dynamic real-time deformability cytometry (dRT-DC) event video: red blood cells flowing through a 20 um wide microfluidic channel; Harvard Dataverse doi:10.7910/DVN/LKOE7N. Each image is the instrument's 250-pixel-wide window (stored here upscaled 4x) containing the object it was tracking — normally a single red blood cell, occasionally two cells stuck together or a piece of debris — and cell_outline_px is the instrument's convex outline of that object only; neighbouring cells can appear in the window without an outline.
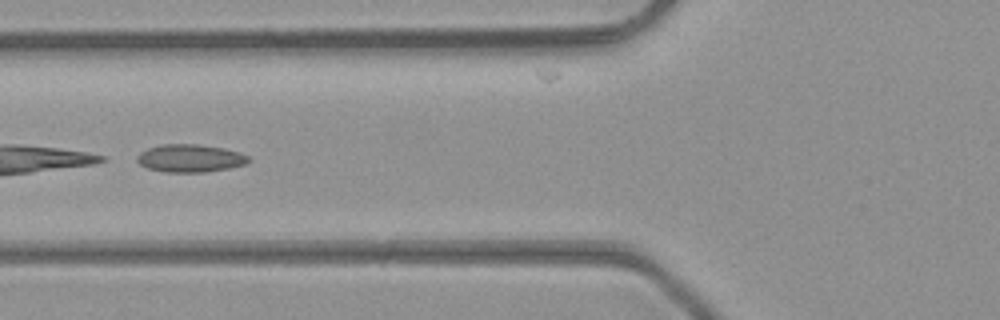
{"species": "common noctule bat (a hibernating species)", "species_latin": "Nyctalus noctula", "temperature_condition": "room temperature", "stored_images_in_passage": 6, "camera_frame_rate_fps": 3000, "um_per_image_px": 0.085, "animal": {"sex": "male", "body_mass_g": 23.1, "forearm_length_mm": 52.7}, "frame": {"image": 1, "passage_image": 3, "time_ms": 0.667, "image_size_px": [1000, 320], "cell_outline_px": [[252, 160], [244, 164], [228, 168], [204, 172], [168, 172], [148, 168], [140, 164], [136, 160], [136, 156], [140, 152], [148, 148], [160, 144], [196, 144], [224, 148], [240, 152], [248, 156]], "centroid_in_image_um": [16.15, 13.44], "position_along_channel_um": 109.6, "area_um2": 18.03}}